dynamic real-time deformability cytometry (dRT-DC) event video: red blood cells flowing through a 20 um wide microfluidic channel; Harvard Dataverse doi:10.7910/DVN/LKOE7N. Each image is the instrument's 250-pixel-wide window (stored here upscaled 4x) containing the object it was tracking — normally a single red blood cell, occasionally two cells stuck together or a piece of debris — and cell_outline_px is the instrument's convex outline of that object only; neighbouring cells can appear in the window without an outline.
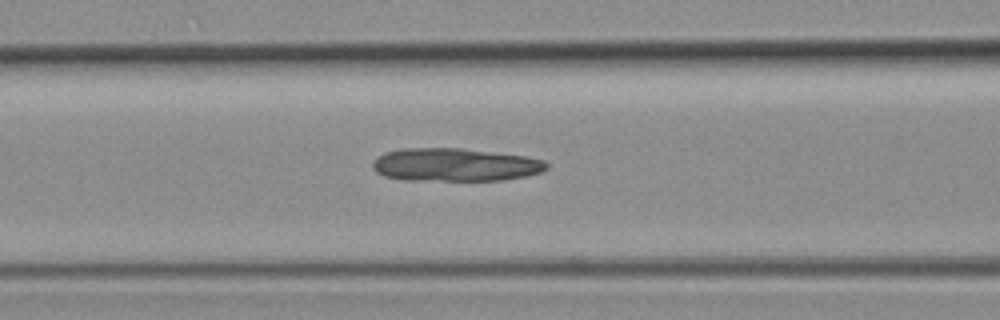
{"species": "common noctule bat (a hibernating species)", "species_latin": "Nyctalus noctula", "temperature_condition": "room temperature", "stored_images_in_passage": 40, "camera_frame_rate_fps": 3000, "um_per_image_px": 0.085, "animal": {"sex": "female", "body_mass_g": 19.3, "forearm_length_mm": 54.1}, "frame": {"image": 1, "passage_image": 17, "time_ms": 5.333, "image_size_px": [1000, 320], "cell_outline_px": [[548, 168], [540, 172], [524, 176], [504, 180], [404, 180], [384, 176], [376, 172], [372, 168], [372, 160], [376, 156], [384, 152], [404, 148], [460, 148], [524, 156], [544, 160], [548, 164]], "centroid_in_image_um": [38.61, 14.0], "position_along_channel_um": 128.0, "area_um2": 33.58}}
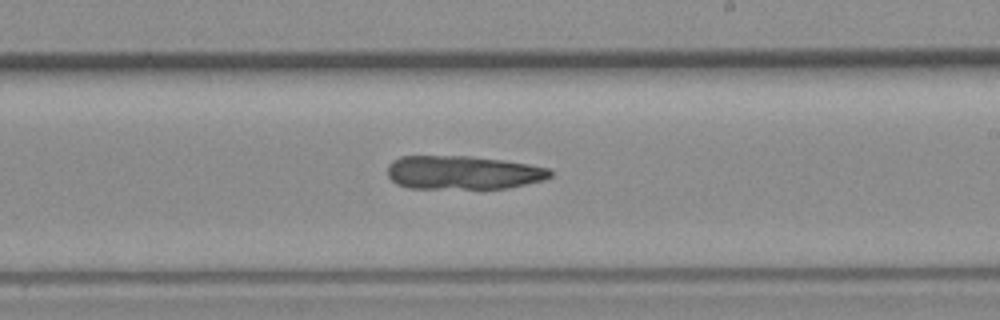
{"frame": {"image": 2, "passage_image": 25, "time_ms": 8.0, "image_size_px": [1000, 320], "cell_outline_px": [[552, 176], [544, 180], [508, 188], [408, 188], [396, 184], [388, 176], [388, 164], [392, 160], [400, 156], [468, 156], [504, 160], [552, 168]], "centroid_in_image_um": [39.36, 14.66], "position_along_channel_um": 249.6, "area_um2": 32.08}}
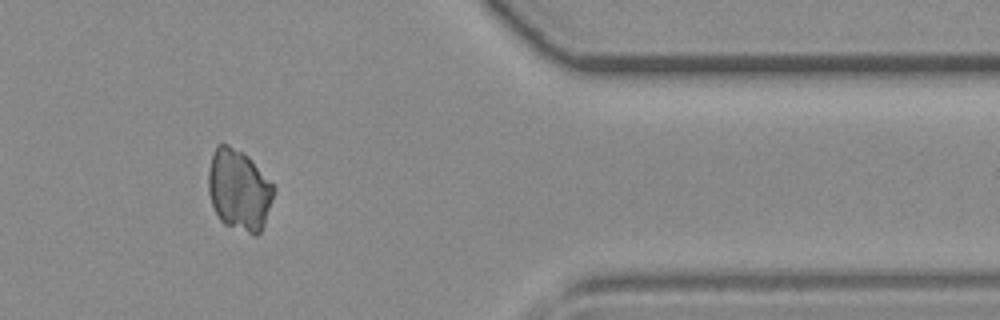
{"frame": {"image": 3, "passage_image": 36, "time_ms": 11.667, "image_size_px": [1000, 320], "cell_outline_px": [[276, 188], [264, 224], [260, 232], [256, 236], [252, 236], [224, 224], [220, 220], [212, 204], [208, 192], [208, 168], [216, 144], [228, 144], [244, 152], [248, 156]], "centroid_in_image_um": [20.3, 16.15], "position_along_channel_um": 391.1, "area_um2": 31.1}}